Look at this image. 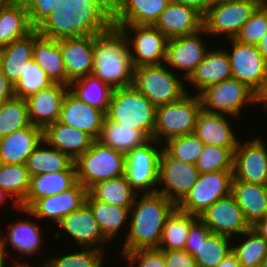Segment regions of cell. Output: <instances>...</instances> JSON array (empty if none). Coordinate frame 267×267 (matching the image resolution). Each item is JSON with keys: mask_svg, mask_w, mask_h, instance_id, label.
Segmentation results:
<instances>
[{"mask_svg": "<svg viewBox=\"0 0 267 267\" xmlns=\"http://www.w3.org/2000/svg\"><path fill=\"white\" fill-rule=\"evenodd\" d=\"M112 26L111 0H68L53 9L37 32L58 41L98 35Z\"/></svg>", "mask_w": 267, "mask_h": 267, "instance_id": "obj_1", "label": "cell"}, {"mask_svg": "<svg viewBox=\"0 0 267 267\" xmlns=\"http://www.w3.org/2000/svg\"><path fill=\"white\" fill-rule=\"evenodd\" d=\"M138 194L130 208V227L121 256L138 249L158 248L166 219L176 204L159 192Z\"/></svg>", "mask_w": 267, "mask_h": 267, "instance_id": "obj_2", "label": "cell"}, {"mask_svg": "<svg viewBox=\"0 0 267 267\" xmlns=\"http://www.w3.org/2000/svg\"><path fill=\"white\" fill-rule=\"evenodd\" d=\"M130 47L123 32L116 27L94 35L92 75L113 89L132 86L134 67Z\"/></svg>", "mask_w": 267, "mask_h": 267, "instance_id": "obj_3", "label": "cell"}, {"mask_svg": "<svg viewBox=\"0 0 267 267\" xmlns=\"http://www.w3.org/2000/svg\"><path fill=\"white\" fill-rule=\"evenodd\" d=\"M105 116L153 137L156 107L133 85L114 89Z\"/></svg>", "mask_w": 267, "mask_h": 267, "instance_id": "obj_4", "label": "cell"}, {"mask_svg": "<svg viewBox=\"0 0 267 267\" xmlns=\"http://www.w3.org/2000/svg\"><path fill=\"white\" fill-rule=\"evenodd\" d=\"M201 110L199 95L191 96L189 93L178 101L156 107L152 139L163 144L162 141L167 142L175 137L192 134Z\"/></svg>", "mask_w": 267, "mask_h": 267, "instance_id": "obj_5", "label": "cell"}, {"mask_svg": "<svg viewBox=\"0 0 267 267\" xmlns=\"http://www.w3.org/2000/svg\"><path fill=\"white\" fill-rule=\"evenodd\" d=\"M125 154L97 139L75 161L77 181L87 190L96 183L125 175Z\"/></svg>", "mask_w": 267, "mask_h": 267, "instance_id": "obj_6", "label": "cell"}, {"mask_svg": "<svg viewBox=\"0 0 267 267\" xmlns=\"http://www.w3.org/2000/svg\"><path fill=\"white\" fill-rule=\"evenodd\" d=\"M163 65L165 64L134 68L132 85L155 107L178 101L188 93L183 84L186 81Z\"/></svg>", "mask_w": 267, "mask_h": 267, "instance_id": "obj_7", "label": "cell"}, {"mask_svg": "<svg viewBox=\"0 0 267 267\" xmlns=\"http://www.w3.org/2000/svg\"><path fill=\"white\" fill-rule=\"evenodd\" d=\"M263 2L264 0L213 1L203 15V29L207 32L206 35L235 38Z\"/></svg>", "mask_w": 267, "mask_h": 267, "instance_id": "obj_8", "label": "cell"}, {"mask_svg": "<svg viewBox=\"0 0 267 267\" xmlns=\"http://www.w3.org/2000/svg\"><path fill=\"white\" fill-rule=\"evenodd\" d=\"M162 151L163 144L150 138L125 155V176L136 193L139 194L140 190L143 191L141 194L157 192L159 159Z\"/></svg>", "mask_w": 267, "mask_h": 267, "instance_id": "obj_9", "label": "cell"}, {"mask_svg": "<svg viewBox=\"0 0 267 267\" xmlns=\"http://www.w3.org/2000/svg\"><path fill=\"white\" fill-rule=\"evenodd\" d=\"M233 171L200 173L187 195L176 205L179 211L200 216L217 200L231 194Z\"/></svg>", "mask_w": 267, "mask_h": 267, "instance_id": "obj_10", "label": "cell"}, {"mask_svg": "<svg viewBox=\"0 0 267 267\" xmlns=\"http://www.w3.org/2000/svg\"><path fill=\"white\" fill-rule=\"evenodd\" d=\"M113 27L119 28L125 35L128 46L131 47L129 51L134 68L164 64L169 39L154 25H113ZM130 30L135 34L133 37L129 34Z\"/></svg>", "mask_w": 267, "mask_h": 267, "instance_id": "obj_11", "label": "cell"}, {"mask_svg": "<svg viewBox=\"0 0 267 267\" xmlns=\"http://www.w3.org/2000/svg\"><path fill=\"white\" fill-rule=\"evenodd\" d=\"M202 109L211 113L235 116L240 113L244 104L255 103L254 92L237 79L230 78L212 84L199 94Z\"/></svg>", "mask_w": 267, "mask_h": 267, "instance_id": "obj_12", "label": "cell"}, {"mask_svg": "<svg viewBox=\"0 0 267 267\" xmlns=\"http://www.w3.org/2000/svg\"><path fill=\"white\" fill-rule=\"evenodd\" d=\"M199 175L194 164L176 160L163 149L159 159L158 184L164 187L158 188L157 192L177 205L196 183Z\"/></svg>", "mask_w": 267, "mask_h": 267, "instance_id": "obj_13", "label": "cell"}, {"mask_svg": "<svg viewBox=\"0 0 267 267\" xmlns=\"http://www.w3.org/2000/svg\"><path fill=\"white\" fill-rule=\"evenodd\" d=\"M233 180L267 186V146L260 138L239 140L234 150Z\"/></svg>", "mask_w": 267, "mask_h": 267, "instance_id": "obj_14", "label": "cell"}, {"mask_svg": "<svg viewBox=\"0 0 267 267\" xmlns=\"http://www.w3.org/2000/svg\"><path fill=\"white\" fill-rule=\"evenodd\" d=\"M229 40L232 43V50L227 51V54L232 78L242 82L255 93L265 75L267 62L256 45L241 43L234 38Z\"/></svg>", "mask_w": 267, "mask_h": 267, "instance_id": "obj_15", "label": "cell"}, {"mask_svg": "<svg viewBox=\"0 0 267 267\" xmlns=\"http://www.w3.org/2000/svg\"><path fill=\"white\" fill-rule=\"evenodd\" d=\"M198 218L213 233L232 236H242L251 226L245 220L243 212L234 197L229 196L217 200L209 206Z\"/></svg>", "mask_w": 267, "mask_h": 267, "instance_id": "obj_16", "label": "cell"}, {"mask_svg": "<svg viewBox=\"0 0 267 267\" xmlns=\"http://www.w3.org/2000/svg\"><path fill=\"white\" fill-rule=\"evenodd\" d=\"M87 194L88 190L77 181L64 192L38 199L27 210L20 208L19 211L38 219H51L58 224L65 216L86 203Z\"/></svg>", "mask_w": 267, "mask_h": 267, "instance_id": "obj_17", "label": "cell"}, {"mask_svg": "<svg viewBox=\"0 0 267 267\" xmlns=\"http://www.w3.org/2000/svg\"><path fill=\"white\" fill-rule=\"evenodd\" d=\"M206 33L202 29L191 35L169 39L164 64L173 69L184 70L182 73H185L181 77L187 80L209 51L201 38Z\"/></svg>", "mask_w": 267, "mask_h": 267, "instance_id": "obj_18", "label": "cell"}, {"mask_svg": "<svg viewBox=\"0 0 267 267\" xmlns=\"http://www.w3.org/2000/svg\"><path fill=\"white\" fill-rule=\"evenodd\" d=\"M57 226L71 236L79 247L105 251L102 246L108 240L104 237L93 211L87 203L65 216Z\"/></svg>", "mask_w": 267, "mask_h": 267, "instance_id": "obj_19", "label": "cell"}, {"mask_svg": "<svg viewBox=\"0 0 267 267\" xmlns=\"http://www.w3.org/2000/svg\"><path fill=\"white\" fill-rule=\"evenodd\" d=\"M94 35L59 40L66 86L75 80L91 75L94 63Z\"/></svg>", "mask_w": 267, "mask_h": 267, "instance_id": "obj_20", "label": "cell"}, {"mask_svg": "<svg viewBox=\"0 0 267 267\" xmlns=\"http://www.w3.org/2000/svg\"><path fill=\"white\" fill-rule=\"evenodd\" d=\"M154 26L168 39L191 35L203 29V15L195 8L170 1Z\"/></svg>", "mask_w": 267, "mask_h": 267, "instance_id": "obj_21", "label": "cell"}, {"mask_svg": "<svg viewBox=\"0 0 267 267\" xmlns=\"http://www.w3.org/2000/svg\"><path fill=\"white\" fill-rule=\"evenodd\" d=\"M105 113L79 100L69 90L65 93L58 122L77 128L98 139Z\"/></svg>", "mask_w": 267, "mask_h": 267, "instance_id": "obj_22", "label": "cell"}, {"mask_svg": "<svg viewBox=\"0 0 267 267\" xmlns=\"http://www.w3.org/2000/svg\"><path fill=\"white\" fill-rule=\"evenodd\" d=\"M171 0H111L112 25H154Z\"/></svg>", "mask_w": 267, "mask_h": 267, "instance_id": "obj_23", "label": "cell"}, {"mask_svg": "<svg viewBox=\"0 0 267 267\" xmlns=\"http://www.w3.org/2000/svg\"><path fill=\"white\" fill-rule=\"evenodd\" d=\"M68 90V86L53 83L25 99L30 123L44 130L58 121L63 98Z\"/></svg>", "mask_w": 267, "mask_h": 267, "instance_id": "obj_24", "label": "cell"}, {"mask_svg": "<svg viewBox=\"0 0 267 267\" xmlns=\"http://www.w3.org/2000/svg\"><path fill=\"white\" fill-rule=\"evenodd\" d=\"M226 114L201 110L197 117L193 134L205 145L236 148L240 139L236 138Z\"/></svg>", "mask_w": 267, "mask_h": 267, "instance_id": "obj_25", "label": "cell"}, {"mask_svg": "<svg viewBox=\"0 0 267 267\" xmlns=\"http://www.w3.org/2000/svg\"><path fill=\"white\" fill-rule=\"evenodd\" d=\"M42 140L43 130L32 124L0 138V163L26 164Z\"/></svg>", "mask_w": 267, "mask_h": 267, "instance_id": "obj_26", "label": "cell"}, {"mask_svg": "<svg viewBox=\"0 0 267 267\" xmlns=\"http://www.w3.org/2000/svg\"><path fill=\"white\" fill-rule=\"evenodd\" d=\"M43 139L73 161L86 152L95 140L87 132L58 121L43 130Z\"/></svg>", "mask_w": 267, "mask_h": 267, "instance_id": "obj_27", "label": "cell"}, {"mask_svg": "<svg viewBox=\"0 0 267 267\" xmlns=\"http://www.w3.org/2000/svg\"><path fill=\"white\" fill-rule=\"evenodd\" d=\"M77 182L76 166L67 170L31 176L30 188L20 208L27 210L36 200L57 195Z\"/></svg>", "mask_w": 267, "mask_h": 267, "instance_id": "obj_28", "label": "cell"}, {"mask_svg": "<svg viewBox=\"0 0 267 267\" xmlns=\"http://www.w3.org/2000/svg\"><path fill=\"white\" fill-rule=\"evenodd\" d=\"M230 78H232V72L227 51L217 48L208 51L186 83L192 84L195 87L194 90L199 94L206 87Z\"/></svg>", "mask_w": 267, "mask_h": 267, "instance_id": "obj_29", "label": "cell"}, {"mask_svg": "<svg viewBox=\"0 0 267 267\" xmlns=\"http://www.w3.org/2000/svg\"><path fill=\"white\" fill-rule=\"evenodd\" d=\"M32 59L43 69L53 82L66 86V71L63 64L59 40L41 36L34 30Z\"/></svg>", "mask_w": 267, "mask_h": 267, "instance_id": "obj_30", "label": "cell"}, {"mask_svg": "<svg viewBox=\"0 0 267 267\" xmlns=\"http://www.w3.org/2000/svg\"><path fill=\"white\" fill-rule=\"evenodd\" d=\"M231 195L251 227L258 220L264 218L267 204V186L233 180Z\"/></svg>", "mask_w": 267, "mask_h": 267, "instance_id": "obj_31", "label": "cell"}, {"mask_svg": "<svg viewBox=\"0 0 267 267\" xmlns=\"http://www.w3.org/2000/svg\"><path fill=\"white\" fill-rule=\"evenodd\" d=\"M33 46L34 30L27 36L0 48V70L13 85L20 79L25 64L32 59Z\"/></svg>", "mask_w": 267, "mask_h": 267, "instance_id": "obj_32", "label": "cell"}, {"mask_svg": "<svg viewBox=\"0 0 267 267\" xmlns=\"http://www.w3.org/2000/svg\"><path fill=\"white\" fill-rule=\"evenodd\" d=\"M97 140L126 155L134 148L146 143L149 138L141 130L114 122L105 116Z\"/></svg>", "mask_w": 267, "mask_h": 267, "instance_id": "obj_33", "label": "cell"}, {"mask_svg": "<svg viewBox=\"0 0 267 267\" xmlns=\"http://www.w3.org/2000/svg\"><path fill=\"white\" fill-rule=\"evenodd\" d=\"M33 30L26 6L16 2L0 9V48Z\"/></svg>", "mask_w": 267, "mask_h": 267, "instance_id": "obj_34", "label": "cell"}, {"mask_svg": "<svg viewBox=\"0 0 267 267\" xmlns=\"http://www.w3.org/2000/svg\"><path fill=\"white\" fill-rule=\"evenodd\" d=\"M9 229L6 233V238L1 236L0 232V241L2 242L4 248L7 249V243L9 240L10 244L16 251L18 250L20 255H34L36 252H39L42 244L41 228L38 227L37 223L33 221H17L12 225L7 226Z\"/></svg>", "mask_w": 267, "mask_h": 267, "instance_id": "obj_35", "label": "cell"}, {"mask_svg": "<svg viewBox=\"0 0 267 267\" xmlns=\"http://www.w3.org/2000/svg\"><path fill=\"white\" fill-rule=\"evenodd\" d=\"M68 89L79 100L103 111L105 114L114 91L111 86L92 74L71 82Z\"/></svg>", "mask_w": 267, "mask_h": 267, "instance_id": "obj_36", "label": "cell"}, {"mask_svg": "<svg viewBox=\"0 0 267 267\" xmlns=\"http://www.w3.org/2000/svg\"><path fill=\"white\" fill-rule=\"evenodd\" d=\"M46 145V147H45ZM74 163L67 155L43 139L28 157L26 166L31 176L67 170Z\"/></svg>", "mask_w": 267, "mask_h": 267, "instance_id": "obj_37", "label": "cell"}, {"mask_svg": "<svg viewBox=\"0 0 267 267\" xmlns=\"http://www.w3.org/2000/svg\"><path fill=\"white\" fill-rule=\"evenodd\" d=\"M88 193L96 200L124 208H131L137 196L125 175L96 183Z\"/></svg>", "mask_w": 267, "mask_h": 267, "instance_id": "obj_38", "label": "cell"}, {"mask_svg": "<svg viewBox=\"0 0 267 267\" xmlns=\"http://www.w3.org/2000/svg\"><path fill=\"white\" fill-rule=\"evenodd\" d=\"M86 203L93 211L94 217L104 235L109 241L116 238V233L122 228L124 222L128 223L130 218V208L113 206L106 202L94 199L89 193ZM127 219V220H126Z\"/></svg>", "mask_w": 267, "mask_h": 267, "instance_id": "obj_39", "label": "cell"}, {"mask_svg": "<svg viewBox=\"0 0 267 267\" xmlns=\"http://www.w3.org/2000/svg\"><path fill=\"white\" fill-rule=\"evenodd\" d=\"M198 216L179 211L177 208L166 219L158 249L184 250L191 224Z\"/></svg>", "mask_w": 267, "mask_h": 267, "instance_id": "obj_40", "label": "cell"}, {"mask_svg": "<svg viewBox=\"0 0 267 267\" xmlns=\"http://www.w3.org/2000/svg\"><path fill=\"white\" fill-rule=\"evenodd\" d=\"M31 175L26 164L0 163V188L12 198L13 205L20 209V204L30 188Z\"/></svg>", "mask_w": 267, "mask_h": 267, "instance_id": "obj_41", "label": "cell"}, {"mask_svg": "<svg viewBox=\"0 0 267 267\" xmlns=\"http://www.w3.org/2000/svg\"><path fill=\"white\" fill-rule=\"evenodd\" d=\"M25 99L13 97L0 103V138L30 125Z\"/></svg>", "mask_w": 267, "mask_h": 267, "instance_id": "obj_42", "label": "cell"}, {"mask_svg": "<svg viewBox=\"0 0 267 267\" xmlns=\"http://www.w3.org/2000/svg\"><path fill=\"white\" fill-rule=\"evenodd\" d=\"M233 238L211 234L207 240L201 241L193 256L197 267H217V265L232 252Z\"/></svg>", "mask_w": 267, "mask_h": 267, "instance_id": "obj_43", "label": "cell"}, {"mask_svg": "<svg viewBox=\"0 0 267 267\" xmlns=\"http://www.w3.org/2000/svg\"><path fill=\"white\" fill-rule=\"evenodd\" d=\"M243 237L246 240H242L240 244H232V252L238 258L241 267H258L264 259L267 252V242L255 232L252 228L245 231Z\"/></svg>", "mask_w": 267, "mask_h": 267, "instance_id": "obj_44", "label": "cell"}, {"mask_svg": "<svg viewBox=\"0 0 267 267\" xmlns=\"http://www.w3.org/2000/svg\"><path fill=\"white\" fill-rule=\"evenodd\" d=\"M53 82L46 76L43 69L31 59L25 64L23 72H21L20 79L14 85V95L22 99H27L51 86Z\"/></svg>", "mask_w": 267, "mask_h": 267, "instance_id": "obj_45", "label": "cell"}, {"mask_svg": "<svg viewBox=\"0 0 267 267\" xmlns=\"http://www.w3.org/2000/svg\"><path fill=\"white\" fill-rule=\"evenodd\" d=\"M163 144V149L172 158L194 165L205 146V144L193 133L172 138Z\"/></svg>", "mask_w": 267, "mask_h": 267, "instance_id": "obj_46", "label": "cell"}, {"mask_svg": "<svg viewBox=\"0 0 267 267\" xmlns=\"http://www.w3.org/2000/svg\"><path fill=\"white\" fill-rule=\"evenodd\" d=\"M234 150L205 145L195 166L200 173L233 171Z\"/></svg>", "mask_w": 267, "mask_h": 267, "instance_id": "obj_47", "label": "cell"}, {"mask_svg": "<svg viewBox=\"0 0 267 267\" xmlns=\"http://www.w3.org/2000/svg\"><path fill=\"white\" fill-rule=\"evenodd\" d=\"M82 251L49 258L43 267H102L104 251L82 247Z\"/></svg>", "mask_w": 267, "mask_h": 267, "instance_id": "obj_48", "label": "cell"}, {"mask_svg": "<svg viewBox=\"0 0 267 267\" xmlns=\"http://www.w3.org/2000/svg\"><path fill=\"white\" fill-rule=\"evenodd\" d=\"M267 31V1H264L241 27L235 40L256 45Z\"/></svg>", "mask_w": 267, "mask_h": 267, "instance_id": "obj_49", "label": "cell"}, {"mask_svg": "<svg viewBox=\"0 0 267 267\" xmlns=\"http://www.w3.org/2000/svg\"><path fill=\"white\" fill-rule=\"evenodd\" d=\"M122 256L127 259L129 267H166L164 250L158 248L138 249Z\"/></svg>", "mask_w": 267, "mask_h": 267, "instance_id": "obj_50", "label": "cell"}, {"mask_svg": "<svg viewBox=\"0 0 267 267\" xmlns=\"http://www.w3.org/2000/svg\"><path fill=\"white\" fill-rule=\"evenodd\" d=\"M56 6H59L58 0H33L27 6L31 27L37 30Z\"/></svg>", "mask_w": 267, "mask_h": 267, "instance_id": "obj_51", "label": "cell"}, {"mask_svg": "<svg viewBox=\"0 0 267 267\" xmlns=\"http://www.w3.org/2000/svg\"><path fill=\"white\" fill-rule=\"evenodd\" d=\"M211 234L212 232L207 228V226L199 218H197L190 226L184 251H187L194 256L196 254L198 244L201 241L207 240Z\"/></svg>", "mask_w": 267, "mask_h": 267, "instance_id": "obj_52", "label": "cell"}, {"mask_svg": "<svg viewBox=\"0 0 267 267\" xmlns=\"http://www.w3.org/2000/svg\"><path fill=\"white\" fill-rule=\"evenodd\" d=\"M166 267H197L194 257L184 250H164Z\"/></svg>", "mask_w": 267, "mask_h": 267, "instance_id": "obj_53", "label": "cell"}, {"mask_svg": "<svg viewBox=\"0 0 267 267\" xmlns=\"http://www.w3.org/2000/svg\"><path fill=\"white\" fill-rule=\"evenodd\" d=\"M14 96V85L0 70V103L12 99Z\"/></svg>", "mask_w": 267, "mask_h": 267, "instance_id": "obj_54", "label": "cell"}, {"mask_svg": "<svg viewBox=\"0 0 267 267\" xmlns=\"http://www.w3.org/2000/svg\"><path fill=\"white\" fill-rule=\"evenodd\" d=\"M171 1L195 8L202 15L206 13L209 6L213 3V0H171Z\"/></svg>", "mask_w": 267, "mask_h": 267, "instance_id": "obj_55", "label": "cell"}, {"mask_svg": "<svg viewBox=\"0 0 267 267\" xmlns=\"http://www.w3.org/2000/svg\"><path fill=\"white\" fill-rule=\"evenodd\" d=\"M254 104H261L264 106V108L267 110V68L265 75L263 76L261 85L254 93Z\"/></svg>", "mask_w": 267, "mask_h": 267, "instance_id": "obj_56", "label": "cell"}, {"mask_svg": "<svg viewBox=\"0 0 267 267\" xmlns=\"http://www.w3.org/2000/svg\"><path fill=\"white\" fill-rule=\"evenodd\" d=\"M217 267H241V264L236 255L231 252L217 265Z\"/></svg>", "mask_w": 267, "mask_h": 267, "instance_id": "obj_57", "label": "cell"}, {"mask_svg": "<svg viewBox=\"0 0 267 267\" xmlns=\"http://www.w3.org/2000/svg\"><path fill=\"white\" fill-rule=\"evenodd\" d=\"M251 228L267 242V218L258 220Z\"/></svg>", "mask_w": 267, "mask_h": 267, "instance_id": "obj_58", "label": "cell"}, {"mask_svg": "<svg viewBox=\"0 0 267 267\" xmlns=\"http://www.w3.org/2000/svg\"><path fill=\"white\" fill-rule=\"evenodd\" d=\"M256 47L259 50L262 57L267 62V31L264 33L260 41L256 44Z\"/></svg>", "mask_w": 267, "mask_h": 267, "instance_id": "obj_59", "label": "cell"}, {"mask_svg": "<svg viewBox=\"0 0 267 267\" xmlns=\"http://www.w3.org/2000/svg\"><path fill=\"white\" fill-rule=\"evenodd\" d=\"M9 255L8 251L6 248H4L2 242L0 241V267H5L6 266V261L5 258L6 256Z\"/></svg>", "mask_w": 267, "mask_h": 267, "instance_id": "obj_60", "label": "cell"}, {"mask_svg": "<svg viewBox=\"0 0 267 267\" xmlns=\"http://www.w3.org/2000/svg\"><path fill=\"white\" fill-rule=\"evenodd\" d=\"M10 196L6 191L0 188V204L4 203Z\"/></svg>", "mask_w": 267, "mask_h": 267, "instance_id": "obj_61", "label": "cell"}, {"mask_svg": "<svg viewBox=\"0 0 267 267\" xmlns=\"http://www.w3.org/2000/svg\"><path fill=\"white\" fill-rule=\"evenodd\" d=\"M17 0H0V9L16 3Z\"/></svg>", "mask_w": 267, "mask_h": 267, "instance_id": "obj_62", "label": "cell"}, {"mask_svg": "<svg viewBox=\"0 0 267 267\" xmlns=\"http://www.w3.org/2000/svg\"><path fill=\"white\" fill-rule=\"evenodd\" d=\"M15 262V266L13 265V267H29L27 264H23V262L22 263H20V261L18 260V258H16V261H14Z\"/></svg>", "mask_w": 267, "mask_h": 267, "instance_id": "obj_63", "label": "cell"}, {"mask_svg": "<svg viewBox=\"0 0 267 267\" xmlns=\"http://www.w3.org/2000/svg\"><path fill=\"white\" fill-rule=\"evenodd\" d=\"M33 0H17V3H20L24 6H28Z\"/></svg>", "mask_w": 267, "mask_h": 267, "instance_id": "obj_64", "label": "cell"}, {"mask_svg": "<svg viewBox=\"0 0 267 267\" xmlns=\"http://www.w3.org/2000/svg\"><path fill=\"white\" fill-rule=\"evenodd\" d=\"M260 267H267V252L264 256V259H263Z\"/></svg>", "mask_w": 267, "mask_h": 267, "instance_id": "obj_65", "label": "cell"}, {"mask_svg": "<svg viewBox=\"0 0 267 267\" xmlns=\"http://www.w3.org/2000/svg\"><path fill=\"white\" fill-rule=\"evenodd\" d=\"M68 0H58V3H59V5L60 4H62V3H64V2H67ZM72 1V0H71Z\"/></svg>", "mask_w": 267, "mask_h": 267, "instance_id": "obj_66", "label": "cell"}, {"mask_svg": "<svg viewBox=\"0 0 267 267\" xmlns=\"http://www.w3.org/2000/svg\"><path fill=\"white\" fill-rule=\"evenodd\" d=\"M264 218H267V204H266V209H265V212H264Z\"/></svg>", "mask_w": 267, "mask_h": 267, "instance_id": "obj_67", "label": "cell"}]
</instances>
